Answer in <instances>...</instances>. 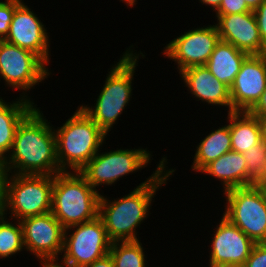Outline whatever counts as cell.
Wrapping results in <instances>:
<instances>
[{
  "instance_id": "1",
  "label": "cell",
  "mask_w": 266,
  "mask_h": 267,
  "mask_svg": "<svg viewBox=\"0 0 266 267\" xmlns=\"http://www.w3.org/2000/svg\"><path fill=\"white\" fill-rule=\"evenodd\" d=\"M168 163L167 156L164 155L156 164V169L151 176L136 185L133 190H129V193L123 197L110 199L100 190L102 193L98 216L102 219L112 242L141 240L138 230L151 214L150 210L155 202L156 193L162 186L167 185L168 180L171 181L170 177H174L176 168L168 167L171 166Z\"/></svg>"
},
{
  "instance_id": "2",
  "label": "cell",
  "mask_w": 266,
  "mask_h": 267,
  "mask_svg": "<svg viewBox=\"0 0 266 267\" xmlns=\"http://www.w3.org/2000/svg\"><path fill=\"white\" fill-rule=\"evenodd\" d=\"M35 107L19 124L5 158L11 174L55 175L58 165L56 137L51 121Z\"/></svg>"
},
{
  "instance_id": "3",
  "label": "cell",
  "mask_w": 266,
  "mask_h": 267,
  "mask_svg": "<svg viewBox=\"0 0 266 267\" xmlns=\"http://www.w3.org/2000/svg\"><path fill=\"white\" fill-rule=\"evenodd\" d=\"M121 56L118 62L114 61L108 69L104 85L97 94L94 105L89 103L79 105L107 136L114 129L113 126L118 124L119 117L127 112L125 108L127 109V105L132 101L133 82L134 76H137L139 59L146 58L143 51L135 50L133 44Z\"/></svg>"
},
{
  "instance_id": "4",
  "label": "cell",
  "mask_w": 266,
  "mask_h": 267,
  "mask_svg": "<svg viewBox=\"0 0 266 267\" xmlns=\"http://www.w3.org/2000/svg\"><path fill=\"white\" fill-rule=\"evenodd\" d=\"M57 159L62 171L80 172L106 144L108 137L78 106L60 127L53 125Z\"/></svg>"
},
{
  "instance_id": "5",
  "label": "cell",
  "mask_w": 266,
  "mask_h": 267,
  "mask_svg": "<svg viewBox=\"0 0 266 267\" xmlns=\"http://www.w3.org/2000/svg\"><path fill=\"white\" fill-rule=\"evenodd\" d=\"M101 192L92 188L80 172L54 175L51 213L64 229L98 216Z\"/></svg>"
},
{
  "instance_id": "6",
  "label": "cell",
  "mask_w": 266,
  "mask_h": 267,
  "mask_svg": "<svg viewBox=\"0 0 266 267\" xmlns=\"http://www.w3.org/2000/svg\"><path fill=\"white\" fill-rule=\"evenodd\" d=\"M102 149L103 146L80 171L88 184L97 192L103 186L105 188L115 186L124 176L141 172L145 167H149L151 160H154L152 151L147 150V147L145 149L142 146L133 149L121 147L109 151L105 147V152Z\"/></svg>"
},
{
  "instance_id": "7",
  "label": "cell",
  "mask_w": 266,
  "mask_h": 267,
  "mask_svg": "<svg viewBox=\"0 0 266 267\" xmlns=\"http://www.w3.org/2000/svg\"><path fill=\"white\" fill-rule=\"evenodd\" d=\"M53 185V175L10 174L3 214L21 221L50 213Z\"/></svg>"
},
{
  "instance_id": "8",
  "label": "cell",
  "mask_w": 266,
  "mask_h": 267,
  "mask_svg": "<svg viewBox=\"0 0 266 267\" xmlns=\"http://www.w3.org/2000/svg\"><path fill=\"white\" fill-rule=\"evenodd\" d=\"M51 71L36 54L0 40V82L4 81L5 88L20 91L19 97L34 102L29 96L30 91L45 83L52 75Z\"/></svg>"
},
{
  "instance_id": "9",
  "label": "cell",
  "mask_w": 266,
  "mask_h": 267,
  "mask_svg": "<svg viewBox=\"0 0 266 267\" xmlns=\"http://www.w3.org/2000/svg\"><path fill=\"white\" fill-rule=\"evenodd\" d=\"M221 195H224L222 215L254 243H266V190L252 185L233 188Z\"/></svg>"
},
{
  "instance_id": "10",
  "label": "cell",
  "mask_w": 266,
  "mask_h": 267,
  "mask_svg": "<svg viewBox=\"0 0 266 267\" xmlns=\"http://www.w3.org/2000/svg\"><path fill=\"white\" fill-rule=\"evenodd\" d=\"M112 241L102 219H95L64 230L63 251L57 264L84 267L109 253Z\"/></svg>"
},
{
  "instance_id": "11",
  "label": "cell",
  "mask_w": 266,
  "mask_h": 267,
  "mask_svg": "<svg viewBox=\"0 0 266 267\" xmlns=\"http://www.w3.org/2000/svg\"><path fill=\"white\" fill-rule=\"evenodd\" d=\"M195 27L174 37L161 52L164 57L175 62L177 68L174 69H178V74L189 67L206 65L221 40L213 22L207 26Z\"/></svg>"
},
{
  "instance_id": "12",
  "label": "cell",
  "mask_w": 266,
  "mask_h": 267,
  "mask_svg": "<svg viewBox=\"0 0 266 267\" xmlns=\"http://www.w3.org/2000/svg\"><path fill=\"white\" fill-rule=\"evenodd\" d=\"M23 243L26 253L39 265L57 263L63 251L64 228L50 212L22 219Z\"/></svg>"
},
{
  "instance_id": "13",
  "label": "cell",
  "mask_w": 266,
  "mask_h": 267,
  "mask_svg": "<svg viewBox=\"0 0 266 267\" xmlns=\"http://www.w3.org/2000/svg\"><path fill=\"white\" fill-rule=\"evenodd\" d=\"M35 10L26 5L23 0L12 16L9 33L4 41L29 50L50 65L51 49L50 32L38 17Z\"/></svg>"
},
{
  "instance_id": "14",
  "label": "cell",
  "mask_w": 266,
  "mask_h": 267,
  "mask_svg": "<svg viewBox=\"0 0 266 267\" xmlns=\"http://www.w3.org/2000/svg\"><path fill=\"white\" fill-rule=\"evenodd\" d=\"M221 216L210 234L209 259L206 264L208 267L227 264L243 266L255 243L226 217Z\"/></svg>"
},
{
  "instance_id": "15",
  "label": "cell",
  "mask_w": 266,
  "mask_h": 267,
  "mask_svg": "<svg viewBox=\"0 0 266 267\" xmlns=\"http://www.w3.org/2000/svg\"><path fill=\"white\" fill-rule=\"evenodd\" d=\"M265 87L266 54L249 55L230 87L232 112H248L260 99Z\"/></svg>"
},
{
  "instance_id": "16",
  "label": "cell",
  "mask_w": 266,
  "mask_h": 267,
  "mask_svg": "<svg viewBox=\"0 0 266 267\" xmlns=\"http://www.w3.org/2000/svg\"><path fill=\"white\" fill-rule=\"evenodd\" d=\"M215 24L220 39L231 43L237 49L249 55L266 54L256 17L253 11L229 15H215Z\"/></svg>"
},
{
  "instance_id": "17",
  "label": "cell",
  "mask_w": 266,
  "mask_h": 267,
  "mask_svg": "<svg viewBox=\"0 0 266 267\" xmlns=\"http://www.w3.org/2000/svg\"><path fill=\"white\" fill-rule=\"evenodd\" d=\"M179 75L195 101L216 108L225 107L227 113L232 112L230 88L213 76L206 65L186 68Z\"/></svg>"
},
{
  "instance_id": "18",
  "label": "cell",
  "mask_w": 266,
  "mask_h": 267,
  "mask_svg": "<svg viewBox=\"0 0 266 267\" xmlns=\"http://www.w3.org/2000/svg\"><path fill=\"white\" fill-rule=\"evenodd\" d=\"M200 174L215 178L226 192L233 188L247 187V163L242 153L230 151L208 164Z\"/></svg>"
},
{
  "instance_id": "19",
  "label": "cell",
  "mask_w": 266,
  "mask_h": 267,
  "mask_svg": "<svg viewBox=\"0 0 266 267\" xmlns=\"http://www.w3.org/2000/svg\"><path fill=\"white\" fill-rule=\"evenodd\" d=\"M0 99V157L6 158L11 151L20 122L36 107L37 103L18 97L15 100Z\"/></svg>"
},
{
  "instance_id": "20",
  "label": "cell",
  "mask_w": 266,
  "mask_h": 267,
  "mask_svg": "<svg viewBox=\"0 0 266 267\" xmlns=\"http://www.w3.org/2000/svg\"><path fill=\"white\" fill-rule=\"evenodd\" d=\"M248 53L237 49L231 43L220 40L210 55L206 67L219 81L232 86Z\"/></svg>"
},
{
  "instance_id": "21",
  "label": "cell",
  "mask_w": 266,
  "mask_h": 267,
  "mask_svg": "<svg viewBox=\"0 0 266 267\" xmlns=\"http://www.w3.org/2000/svg\"><path fill=\"white\" fill-rule=\"evenodd\" d=\"M226 116L232 151L243 154L262 141L261 127L255 116L246 111H233Z\"/></svg>"
},
{
  "instance_id": "22",
  "label": "cell",
  "mask_w": 266,
  "mask_h": 267,
  "mask_svg": "<svg viewBox=\"0 0 266 267\" xmlns=\"http://www.w3.org/2000/svg\"><path fill=\"white\" fill-rule=\"evenodd\" d=\"M221 126V127H220ZM217 129L211 130L197 144L191 170L200 173L208 164L215 161L224 153L232 151L229 124L220 125Z\"/></svg>"
},
{
  "instance_id": "23",
  "label": "cell",
  "mask_w": 266,
  "mask_h": 267,
  "mask_svg": "<svg viewBox=\"0 0 266 267\" xmlns=\"http://www.w3.org/2000/svg\"><path fill=\"white\" fill-rule=\"evenodd\" d=\"M22 251L25 252L21 222L0 214V260L9 261L12 256L23 254Z\"/></svg>"
},
{
  "instance_id": "24",
  "label": "cell",
  "mask_w": 266,
  "mask_h": 267,
  "mask_svg": "<svg viewBox=\"0 0 266 267\" xmlns=\"http://www.w3.org/2000/svg\"><path fill=\"white\" fill-rule=\"evenodd\" d=\"M145 249L141 240L114 241L109 254L114 267H149Z\"/></svg>"
},
{
  "instance_id": "25",
  "label": "cell",
  "mask_w": 266,
  "mask_h": 267,
  "mask_svg": "<svg viewBox=\"0 0 266 267\" xmlns=\"http://www.w3.org/2000/svg\"><path fill=\"white\" fill-rule=\"evenodd\" d=\"M247 163V186L254 185L260 177L266 160V143L262 140L256 146L243 153Z\"/></svg>"
},
{
  "instance_id": "26",
  "label": "cell",
  "mask_w": 266,
  "mask_h": 267,
  "mask_svg": "<svg viewBox=\"0 0 266 267\" xmlns=\"http://www.w3.org/2000/svg\"><path fill=\"white\" fill-rule=\"evenodd\" d=\"M23 0H0V40H4L8 33L15 8Z\"/></svg>"
},
{
  "instance_id": "27",
  "label": "cell",
  "mask_w": 266,
  "mask_h": 267,
  "mask_svg": "<svg viewBox=\"0 0 266 267\" xmlns=\"http://www.w3.org/2000/svg\"><path fill=\"white\" fill-rule=\"evenodd\" d=\"M243 267H266V243H255Z\"/></svg>"
},
{
  "instance_id": "28",
  "label": "cell",
  "mask_w": 266,
  "mask_h": 267,
  "mask_svg": "<svg viewBox=\"0 0 266 267\" xmlns=\"http://www.w3.org/2000/svg\"><path fill=\"white\" fill-rule=\"evenodd\" d=\"M251 11L244 0H222L215 15H229L235 13H244Z\"/></svg>"
},
{
  "instance_id": "29",
  "label": "cell",
  "mask_w": 266,
  "mask_h": 267,
  "mask_svg": "<svg viewBox=\"0 0 266 267\" xmlns=\"http://www.w3.org/2000/svg\"><path fill=\"white\" fill-rule=\"evenodd\" d=\"M10 170L5 158L0 157V214H3L7 200V184Z\"/></svg>"
},
{
  "instance_id": "30",
  "label": "cell",
  "mask_w": 266,
  "mask_h": 267,
  "mask_svg": "<svg viewBox=\"0 0 266 267\" xmlns=\"http://www.w3.org/2000/svg\"><path fill=\"white\" fill-rule=\"evenodd\" d=\"M253 12L256 17L261 40L266 46V0H264V2L259 5Z\"/></svg>"
},
{
  "instance_id": "31",
  "label": "cell",
  "mask_w": 266,
  "mask_h": 267,
  "mask_svg": "<svg viewBox=\"0 0 266 267\" xmlns=\"http://www.w3.org/2000/svg\"><path fill=\"white\" fill-rule=\"evenodd\" d=\"M248 112L255 117L266 116V87L260 99Z\"/></svg>"
},
{
  "instance_id": "32",
  "label": "cell",
  "mask_w": 266,
  "mask_h": 267,
  "mask_svg": "<svg viewBox=\"0 0 266 267\" xmlns=\"http://www.w3.org/2000/svg\"><path fill=\"white\" fill-rule=\"evenodd\" d=\"M84 267H114V263L110 254L108 253L105 256L97 259L93 263L88 264Z\"/></svg>"
},
{
  "instance_id": "33",
  "label": "cell",
  "mask_w": 266,
  "mask_h": 267,
  "mask_svg": "<svg viewBox=\"0 0 266 267\" xmlns=\"http://www.w3.org/2000/svg\"><path fill=\"white\" fill-rule=\"evenodd\" d=\"M201 5H205L206 7L210 8L212 13H214L220 6L222 0H198ZM210 6V7H209Z\"/></svg>"
},
{
  "instance_id": "34",
  "label": "cell",
  "mask_w": 266,
  "mask_h": 267,
  "mask_svg": "<svg viewBox=\"0 0 266 267\" xmlns=\"http://www.w3.org/2000/svg\"><path fill=\"white\" fill-rule=\"evenodd\" d=\"M254 185L262 187L266 190V160L261 171L260 177L254 182Z\"/></svg>"
},
{
  "instance_id": "35",
  "label": "cell",
  "mask_w": 266,
  "mask_h": 267,
  "mask_svg": "<svg viewBox=\"0 0 266 267\" xmlns=\"http://www.w3.org/2000/svg\"><path fill=\"white\" fill-rule=\"evenodd\" d=\"M261 127L262 140L266 143V116L256 117Z\"/></svg>"
},
{
  "instance_id": "36",
  "label": "cell",
  "mask_w": 266,
  "mask_h": 267,
  "mask_svg": "<svg viewBox=\"0 0 266 267\" xmlns=\"http://www.w3.org/2000/svg\"><path fill=\"white\" fill-rule=\"evenodd\" d=\"M247 7L251 10L254 11L259 5H261L264 0H244Z\"/></svg>"
},
{
  "instance_id": "37",
  "label": "cell",
  "mask_w": 266,
  "mask_h": 267,
  "mask_svg": "<svg viewBox=\"0 0 266 267\" xmlns=\"http://www.w3.org/2000/svg\"><path fill=\"white\" fill-rule=\"evenodd\" d=\"M119 2H122V3H124L125 5H126V7L128 8H134V6H136V2H138L137 0H119Z\"/></svg>"
},
{
  "instance_id": "38",
  "label": "cell",
  "mask_w": 266,
  "mask_h": 267,
  "mask_svg": "<svg viewBox=\"0 0 266 267\" xmlns=\"http://www.w3.org/2000/svg\"><path fill=\"white\" fill-rule=\"evenodd\" d=\"M39 267H61V266L58 265L57 263H48V264L40 265Z\"/></svg>"
},
{
  "instance_id": "39",
  "label": "cell",
  "mask_w": 266,
  "mask_h": 267,
  "mask_svg": "<svg viewBox=\"0 0 266 267\" xmlns=\"http://www.w3.org/2000/svg\"><path fill=\"white\" fill-rule=\"evenodd\" d=\"M214 267H243V266L227 264V265H218V266H214Z\"/></svg>"
}]
</instances>
